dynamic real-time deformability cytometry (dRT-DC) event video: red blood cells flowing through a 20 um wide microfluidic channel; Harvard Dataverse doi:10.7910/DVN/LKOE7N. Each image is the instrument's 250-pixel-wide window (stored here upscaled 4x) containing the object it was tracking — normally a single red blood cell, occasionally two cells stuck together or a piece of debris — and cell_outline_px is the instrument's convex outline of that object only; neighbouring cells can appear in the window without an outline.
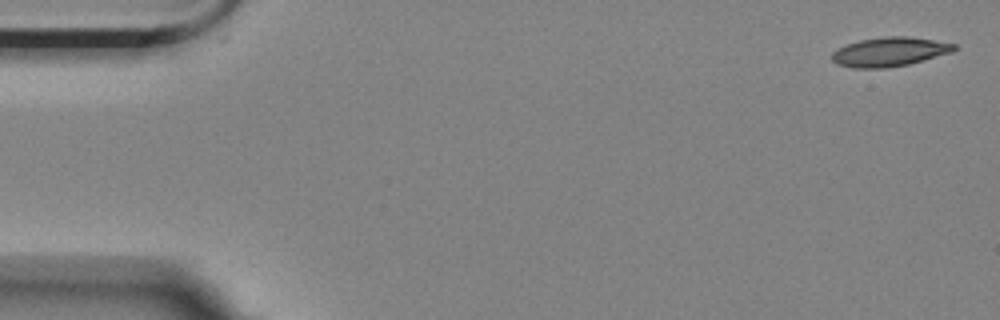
{"species": "Egyptian fruit bat (a non-hibernating species)", "species_latin": "Rousettus aegyptiacus", "temperature_condition": "room temperature", "stored_images_in_passage": 10, "camera_frame_rate_fps": 3000, "um_per_image_px": 0.085, "animal": {"sex": "female"}, "frame": {"image": 1, "passage_image": 1, "time_ms": 0.0, "image_size_px": [1000, 320], "cell_outline_px": [[956, 48], [952, 52], [908, 64], [888, 68], [852, 68], [836, 64], [832, 60], [832, 52], [836, 48], [860, 40], [884, 36], [908, 36], [956, 44]], "centroid_in_image_um": [75.57, 4.41], "position_along_channel_um": 9.4, "area_um2": 20.75}}
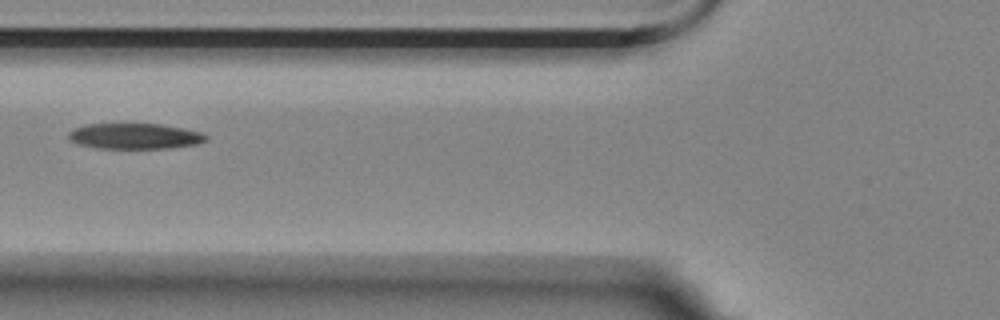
{"frame": {"image": 2, "passage_image": 6, "time_ms": 1.667, "image_size_px": [1000, 320], "cell_outline_px": [[208, 140], [196, 144], [168, 148], [96, 148], [80, 144], [68, 140], [68, 132], [72, 128], [88, 124], [160, 124], [184, 128], [200, 132], [208, 136]], "centroid_in_image_um": [11.44, 11.57], "position_along_channel_um": 114.4, "area_um2": 20.58}}
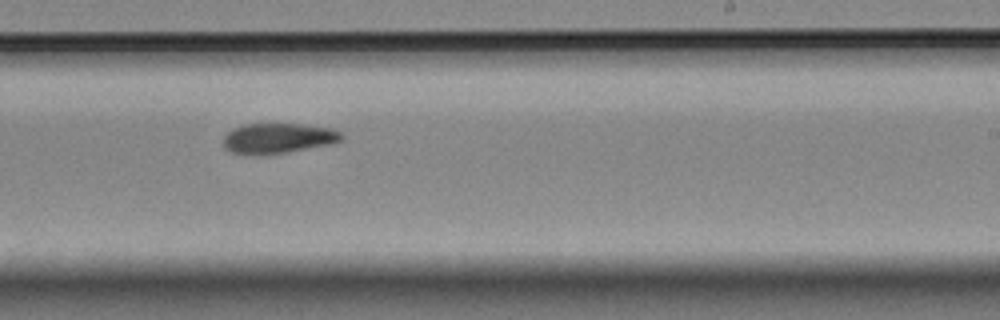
{"frame": {"image": 3, "passage_image": 10, "time_ms": 3.0, "image_size_px": [1000, 320], "cell_outline_px": [[344, 136], [336, 144], [288, 152], [232, 152], [224, 148], [224, 136], [232, 128], [244, 124], [300, 124], [332, 128], [340, 132]], "centroid_in_image_um": [23.72, 11.71], "position_along_channel_um": 265.3, "area_um2": 20.35}}